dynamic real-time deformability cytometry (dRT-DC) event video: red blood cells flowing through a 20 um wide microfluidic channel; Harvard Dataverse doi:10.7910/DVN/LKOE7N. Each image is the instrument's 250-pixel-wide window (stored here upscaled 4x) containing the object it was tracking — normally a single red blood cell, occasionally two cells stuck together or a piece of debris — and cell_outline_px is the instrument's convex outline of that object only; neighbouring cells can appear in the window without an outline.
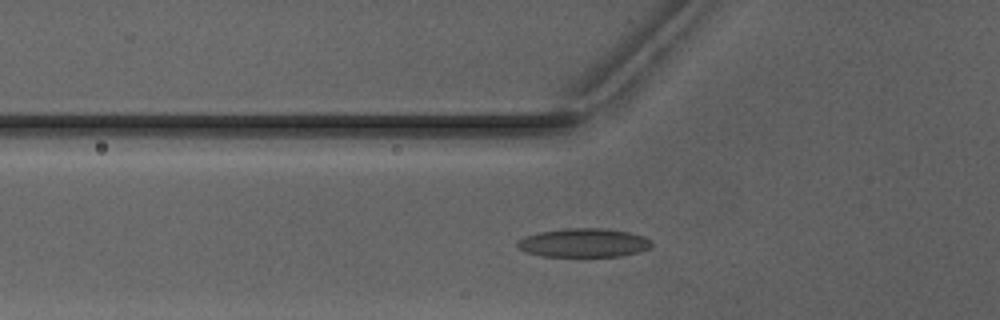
{"species": "Egyptian fruit bat (a non-hibernating species)", "species_latin": "Rousettus aegyptiacus", "temperature_condition": "warm", "stored_images_in_passage": 17, "camera_frame_rate_fps": 3000, "um_per_image_px": 0.085, "animal": {"sex": "male"}, "frame": {"image": 1, "passage_image": 12, "time_ms": 3.667, "image_size_px": [1000, 320], "cell_outline_px": [[652, 244], [648, 248], [636, 252], [620, 256], [540, 256], [524, 252], [516, 244], [524, 236], [540, 232], [564, 228], [604, 228], [628, 232], [644, 236], [652, 240]], "centroid_in_image_um": [49.6, 20.63], "position_along_channel_um": 76.2, "area_um2": 22.43}}
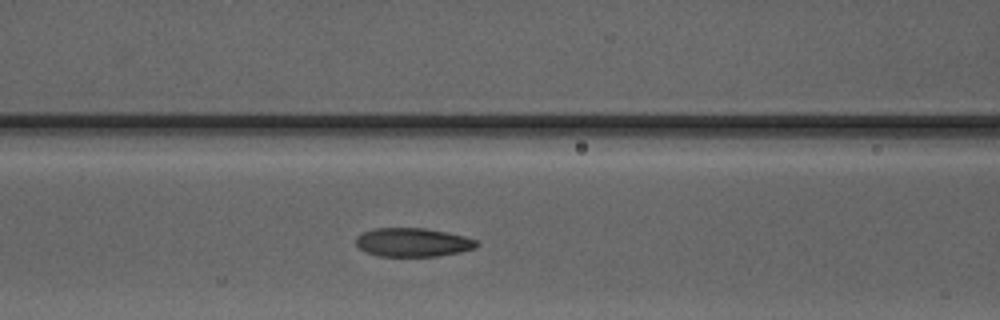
{"frame": {"image": 2, "passage_image": 16, "time_ms": 5.0, "image_size_px": [1000, 320], "cell_outline_px": [[480, 244], [476, 248], [460, 252], [440, 256], [376, 256], [364, 252], [356, 244], [356, 236], [372, 228], [424, 228], [464, 236], [476, 240]], "centroid_in_image_um": [35.08, 20.61], "position_along_channel_um": 131.5, "area_um2": 20.29}}